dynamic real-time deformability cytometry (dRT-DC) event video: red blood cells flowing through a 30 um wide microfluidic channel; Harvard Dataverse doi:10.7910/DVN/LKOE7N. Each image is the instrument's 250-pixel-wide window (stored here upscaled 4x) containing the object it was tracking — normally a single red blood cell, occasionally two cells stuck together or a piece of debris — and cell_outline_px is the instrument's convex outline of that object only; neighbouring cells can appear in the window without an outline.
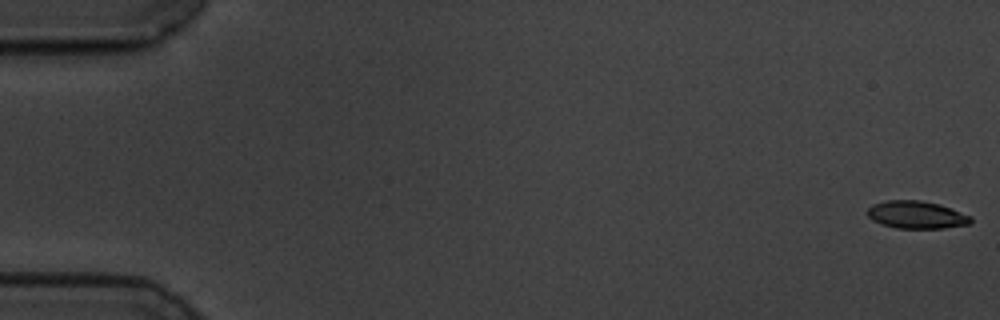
{"species": "common noctule bat (a hibernating species)", "species_latin": "Nyctalus noctula", "temperature_condition": "cold", "stored_images_in_passage": 58, "camera_frame_rate_fps": 3000, "um_per_image_px": 0.085, "animal": {"sex": "male", "body_mass_g": 19.5, "forearm_length_mm": 54.6}, "frame": {"image": 1, "passage_image": 1, "time_ms": 0.0, "image_size_px": [1000, 320], "cell_outline_px": [[972, 220], [968, 224], [944, 228], [896, 228], [880, 224], [872, 220], [868, 216], [868, 208], [872, 204], [888, 200], [920, 200], [940, 204], [972, 216]], "centroid_in_image_um": [77.89, 18.25], "position_along_channel_um": 7.1, "area_um2": 16.65}}
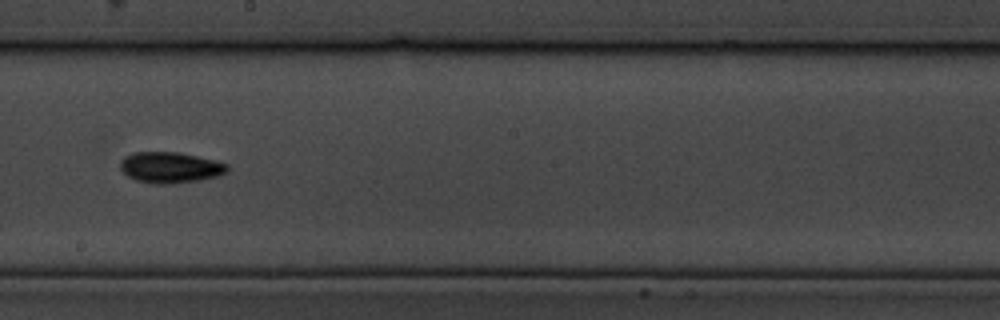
{"frame": {"image": 2, "passage_image": 33, "time_ms": 10.667, "image_size_px": [1000, 320], "cell_outline_px": [[228, 172], [216, 176], [200, 180], [172, 184], [152, 184], [136, 180], [128, 176], [120, 168], [120, 160], [124, 156], [132, 152], [180, 152], [228, 164]], "centroid_in_image_um": [14.44, 14.24], "position_along_channel_um": 233.8, "area_um2": 19.36}}
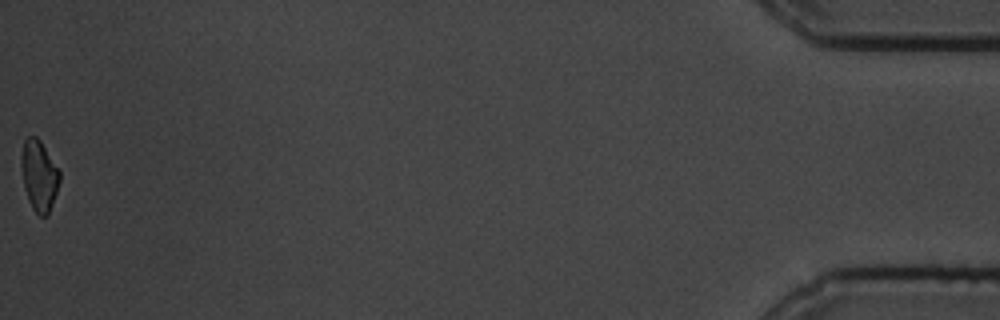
{"frame": {"image": 3, "passage_image": 58, "time_ms": 19.0, "image_size_px": [1000, 320], "cell_outline_px": [[60, 180], [48, 216], [40, 216], [32, 208], [28, 200], [24, 188], [20, 164], [20, 156], [24, 140], [28, 136], [36, 136], [40, 140], [60, 172]], "centroid_in_image_um": [3.3, 14.92], "position_along_channel_um": 431.9, "area_um2": 15.84}, "authors_computed_cell_mechanics": {"area_um2": 17.34, "velocity_mm_per_s": 3.5228, "shape_relaxation_time_tau1_ms": 3.065, "shape_relaxation_time_tau2_ms": null, "deformation_change_tau1": 0.1214, "deformation_change_tau2": null}}